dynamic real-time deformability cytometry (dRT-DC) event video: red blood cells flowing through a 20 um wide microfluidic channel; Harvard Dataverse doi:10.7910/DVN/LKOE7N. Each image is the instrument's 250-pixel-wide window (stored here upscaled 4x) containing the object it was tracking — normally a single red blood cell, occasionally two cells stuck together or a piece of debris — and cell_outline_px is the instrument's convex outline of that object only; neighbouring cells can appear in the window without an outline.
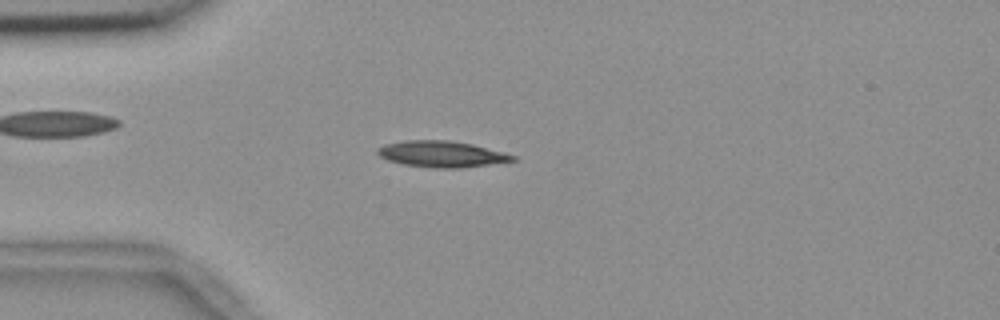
{"species": "common noctule bat (a hibernating species)", "species_latin": "Nyctalus noctula", "temperature_condition": "room temperature", "stored_images_in_passage": 43, "camera_frame_rate_fps": 3000, "um_per_image_px": 0.085, "animal": {"sex": "female", "body_mass_g": 18.4}, "frame": {"image": 1, "passage_image": 10, "time_ms": 3.0, "image_size_px": [1000, 320], "cell_outline_px": [[516, 160], [488, 164], [456, 168], [432, 168], [404, 164], [388, 160], [380, 156], [376, 152], [376, 148], [384, 144], [404, 140], [448, 140], [472, 144], [504, 152], [516, 156]], "centroid_in_image_um": [37.5, 13.08], "position_along_channel_um": 47.5, "area_um2": 20.52}}
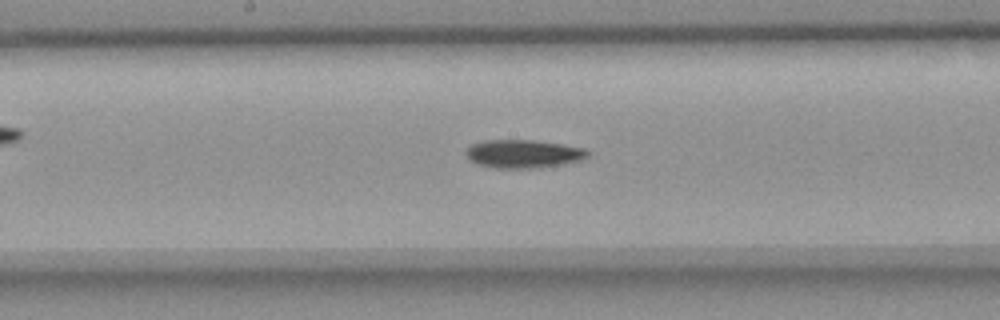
{"frame": {"image": 2, "passage_image": 24, "time_ms": 7.667, "image_size_px": [1000, 320], "cell_outline_px": [[592, 152], [584, 160], [564, 164], [540, 168], [492, 168], [476, 164], [468, 160], [464, 152], [472, 144], [484, 140], [532, 140], [560, 144], [584, 148]], "centroid_in_image_um": [44.49, 13.09], "position_along_channel_um": 203.7, "area_um2": 20.4}}
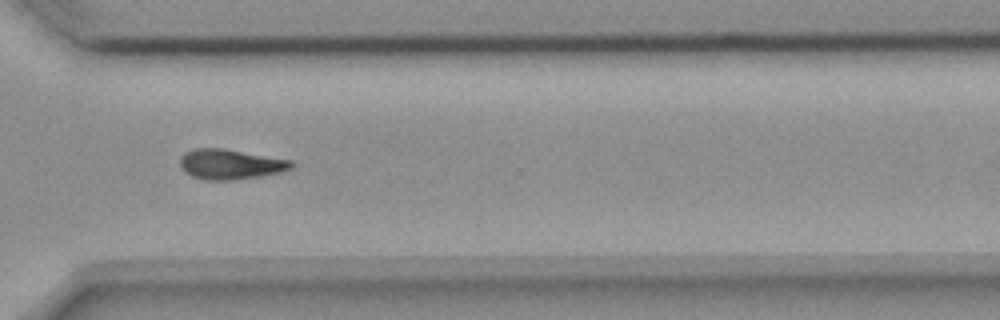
{"frame": {"image": 3, "passage_image": 36, "time_ms": 11.667, "image_size_px": [1000, 320], "cell_outline_px": [[296, 164], [292, 168], [280, 172], [260, 176], [236, 180], [208, 180], [192, 176], [184, 172], [180, 164], [180, 156], [184, 152], [196, 148], [224, 148], [292, 160]], "centroid_in_image_um": [19.59, 13.95], "position_along_channel_um": 351.0, "area_um2": 19.71}, "authors_computed_cell_mechanics": {"area_um2": 19.7098, "velocity_mm_per_s": 3.6751, "shape_relaxation_time_tau1_ms": 3.2893, "shape_relaxation_time_tau2_ms": null, "deformation_change_tau1": 0.1274, "deformation_change_tau2": null}}